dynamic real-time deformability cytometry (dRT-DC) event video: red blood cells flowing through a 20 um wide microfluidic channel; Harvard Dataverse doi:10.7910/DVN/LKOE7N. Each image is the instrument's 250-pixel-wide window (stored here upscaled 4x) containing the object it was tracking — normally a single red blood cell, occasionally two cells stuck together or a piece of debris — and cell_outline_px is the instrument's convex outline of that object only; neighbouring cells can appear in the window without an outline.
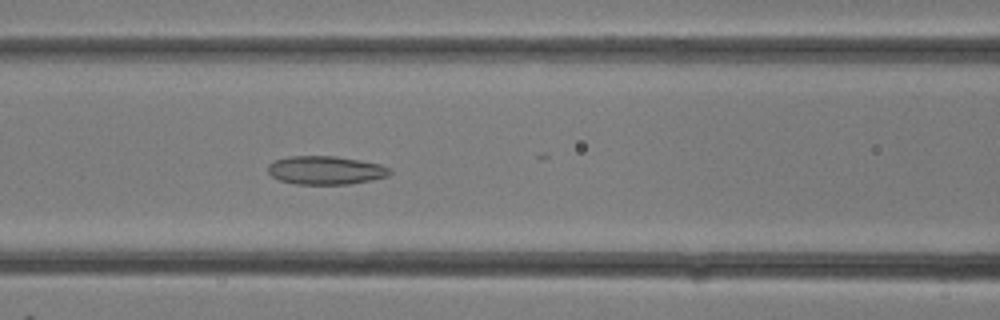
{"species": "common noctule bat (a hibernating species)", "species_latin": "Nyctalus noctula", "temperature_condition": "room temperature", "stored_images_in_passage": 16, "camera_frame_rate_fps": 3000, "um_per_image_px": 0.085, "animal": {"sex": "female"}, "frame": {"image": 1, "passage_image": 14, "time_ms": 4.333, "image_size_px": [1000, 320], "cell_outline_px": [[392, 172], [388, 176], [372, 180], [348, 184], [296, 184], [280, 180], [272, 176], [268, 172], [268, 164], [272, 160], [288, 156], [336, 156], [360, 160], [380, 164], [392, 168]], "centroid_in_image_um": [27.69, 14.46], "position_along_channel_um": 138.9, "area_um2": 20.4}}
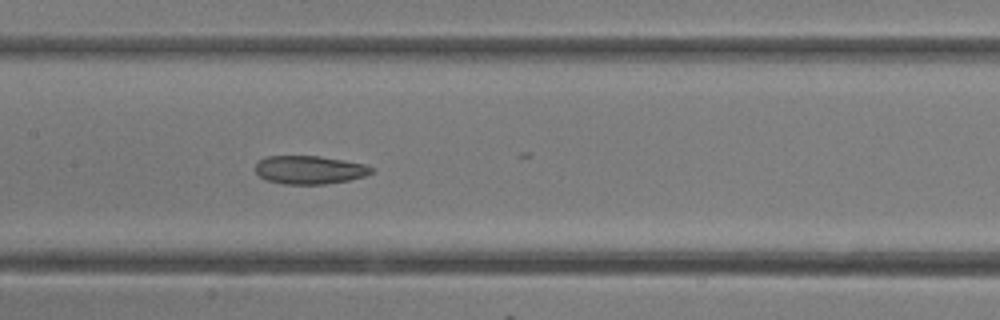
{"frame": {"image": 2, "passage_image": 16, "time_ms": 5.0, "image_size_px": [1000, 320], "cell_outline_px": [[372, 172], [364, 176], [348, 180], [324, 184], [284, 184], [268, 180], [260, 176], [256, 172], [256, 164], [264, 156], [320, 156], [344, 160], [364, 164], [372, 168]], "centroid_in_image_um": [26.29, 14.43], "position_along_channel_um": 181.1, "area_um2": 18.96}}